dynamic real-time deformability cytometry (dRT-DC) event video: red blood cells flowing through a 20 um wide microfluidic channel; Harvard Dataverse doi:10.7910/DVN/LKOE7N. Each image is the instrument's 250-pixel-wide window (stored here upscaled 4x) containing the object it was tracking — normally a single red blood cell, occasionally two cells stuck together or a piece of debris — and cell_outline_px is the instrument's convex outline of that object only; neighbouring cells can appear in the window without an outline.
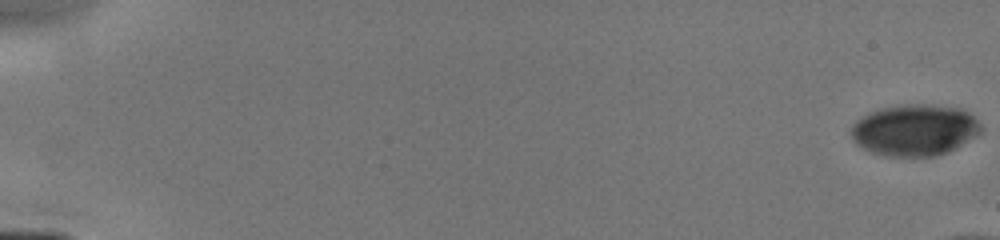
{"species": "human", "species_latin": "Homo sapiens", "temperature_condition": "cold", "stored_images_in_passage": 10, "camera_frame_rate_fps": 3000, "um_per_image_px": 0.085, "donor": {"sex": "male"}, "frame": {"image": 1, "passage_image": 1, "time_ms": 0.0, "image_size_px": [1000, 240], "cell_outline_px": [[984, 128], [980, 132], [948, 152], [936, 156], [884, 156], [872, 152], [856, 144], [852, 140], [852, 124], [856, 120], [868, 112], [880, 108], [900, 104], [936, 104], [960, 108], [968, 112]], "centroid_in_image_um": [77.72, 11.04], "position_along_channel_um": 7.3, "area_um2": 39.02}}
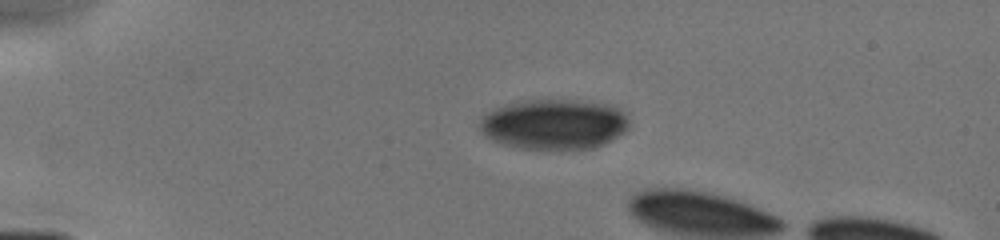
{"frame": {"image": 2, "passage_image": 8, "time_ms": 4.0, "image_size_px": [1000, 240], "cell_outline_px": [[628, 128], [624, 132], [612, 140], [592, 148], [520, 148], [504, 144], [492, 140], [480, 128], [480, 116], [496, 108], [520, 100], [580, 100], [616, 104], [628, 116]], "centroid_in_image_um": [47.15, 10.53], "position_along_channel_um": 37.9, "area_um2": 43.75}}